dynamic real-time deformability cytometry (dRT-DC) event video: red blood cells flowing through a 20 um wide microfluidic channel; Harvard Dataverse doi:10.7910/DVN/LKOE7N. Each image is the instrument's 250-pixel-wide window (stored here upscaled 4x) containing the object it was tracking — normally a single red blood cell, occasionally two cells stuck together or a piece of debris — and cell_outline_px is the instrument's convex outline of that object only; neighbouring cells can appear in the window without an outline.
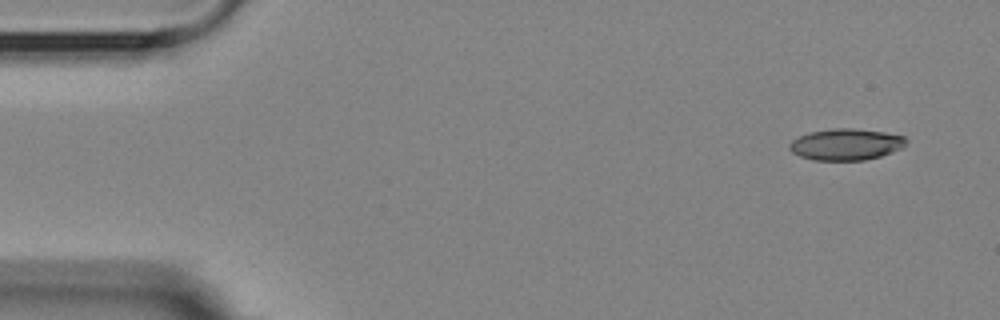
{"species": "Egyptian fruit bat (a non-hibernating species)", "species_latin": "Rousettus aegyptiacus", "temperature_condition": "room temperature", "stored_images_in_passage": 3, "camera_frame_rate_fps": 3000, "um_per_image_px": 0.085, "animal": {"sex": "female"}, "frame": {"image": 1, "passage_image": 1, "time_ms": 0.0, "image_size_px": [1000, 320], "cell_outline_px": [[908, 140], [900, 148], [892, 152], [880, 156], [864, 160], [812, 160], [800, 156], [792, 152], [788, 148], [788, 144], [792, 140], [808, 132], [832, 128], [852, 128], [884, 132], [904, 136]], "centroid_in_image_um": [71.87, 12.27], "position_along_channel_um": 13.1, "area_um2": 21.39}}
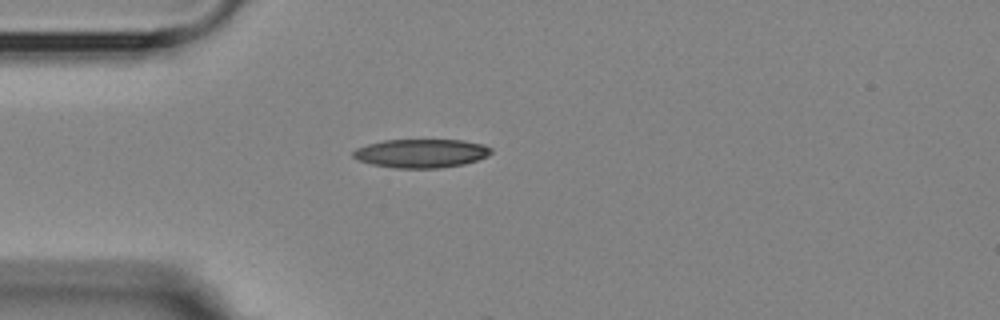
{"frame": {"image": 2, "passage_image": 3, "time_ms": 3.667, "image_size_px": [1000, 320], "cell_outline_px": [[492, 152], [488, 156], [464, 164], [440, 168], [396, 168], [372, 164], [356, 160], [352, 156], [352, 152], [356, 148], [368, 144], [384, 140], [464, 140], [484, 144], [492, 148]], "centroid_in_image_um": [35.8, 13.03], "position_along_channel_um": 49.2, "area_um2": 23.18}}